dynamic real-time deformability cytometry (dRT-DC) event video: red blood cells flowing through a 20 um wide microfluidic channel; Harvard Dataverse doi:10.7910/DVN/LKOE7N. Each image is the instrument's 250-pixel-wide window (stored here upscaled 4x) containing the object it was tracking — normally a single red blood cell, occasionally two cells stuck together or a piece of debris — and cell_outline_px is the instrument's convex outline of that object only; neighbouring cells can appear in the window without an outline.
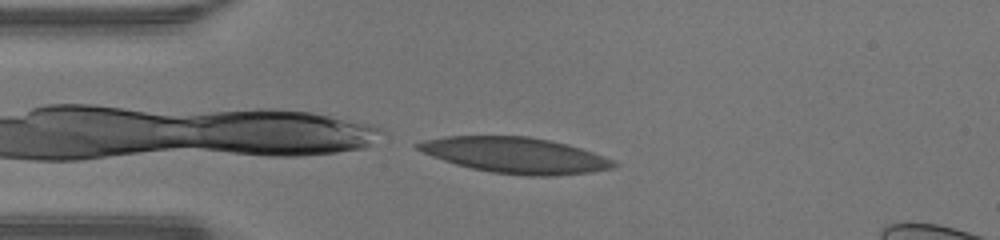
{"species": "human", "species_latin": "Homo sapiens", "temperature_condition": "warm", "stored_images_in_passage": 6, "camera_frame_rate_fps": 3000, "um_per_image_px": 0.085, "donor": {"sex": "male"}, "frame": {"image": 1, "passage_image": 6, "time_ms": 1.667, "image_size_px": [1000, 240], "cell_outline_px": [[620, 164], [612, 168], [592, 172], [552, 176], [528, 176], [492, 172], [472, 168], [456, 164], [432, 156], [416, 148], [412, 144], [424, 140], [444, 136], [528, 136], [552, 140], [568, 144], [616, 160]], "centroid_in_image_um": [43.84, 13.19], "position_along_channel_um": 41.2, "area_um2": 40.98}}